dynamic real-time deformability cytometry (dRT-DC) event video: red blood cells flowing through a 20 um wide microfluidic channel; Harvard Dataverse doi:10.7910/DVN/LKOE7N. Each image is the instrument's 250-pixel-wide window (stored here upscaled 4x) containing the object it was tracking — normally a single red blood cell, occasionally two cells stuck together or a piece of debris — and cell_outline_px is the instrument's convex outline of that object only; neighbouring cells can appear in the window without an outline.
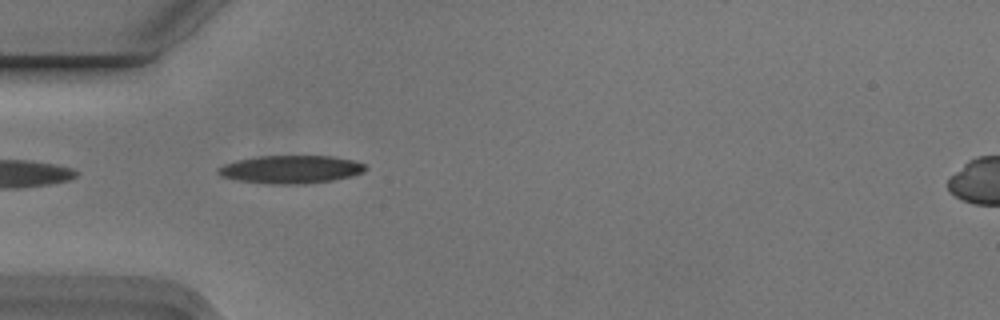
{"species": "Egyptian fruit bat (a non-hibernating species)", "species_latin": "Rousettus aegyptiacus", "temperature_condition": "cold", "stored_images_in_passage": 9, "camera_frame_rate_fps": 3000, "um_per_image_px": 0.085, "animal": {"sex": "male"}, "frame": {"image": 1, "passage_image": 3, "time_ms": 0.667, "image_size_px": [1000, 320], "cell_outline_px": [[368, 168], [364, 172], [352, 176], [332, 180], [304, 184], [268, 184], [240, 180], [220, 176], [216, 172], [216, 168], [224, 164], [236, 160], [260, 156], [328, 156], [352, 160], [364, 164]], "centroid_in_image_um": [24.7, 14.4], "position_along_channel_um": 60.3, "area_um2": 24.04}}
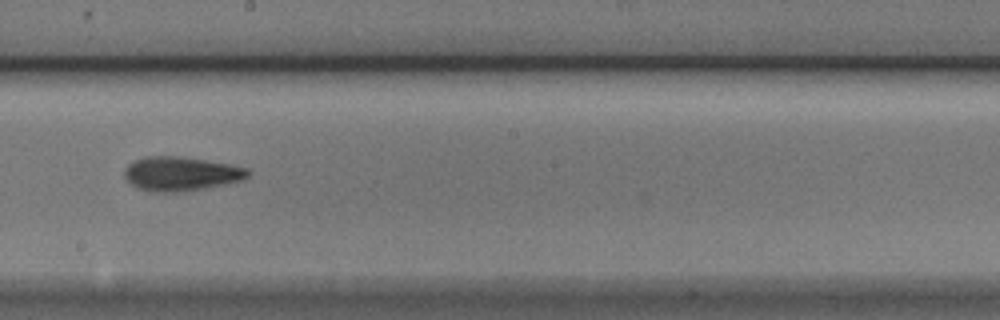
{"frame": {"image": 2, "passage_image": 7, "time_ms": 2.0, "image_size_px": [1000, 320], "cell_outline_px": [[248, 176], [244, 180], [184, 192], [152, 192], [136, 188], [124, 176], [124, 168], [132, 160], [144, 156], [176, 156], [204, 160], [228, 164], [248, 168]], "centroid_in_image_um": [15.33, 14.77], "position_along_channel_um": 232.9, "area_um2": 24.62}}
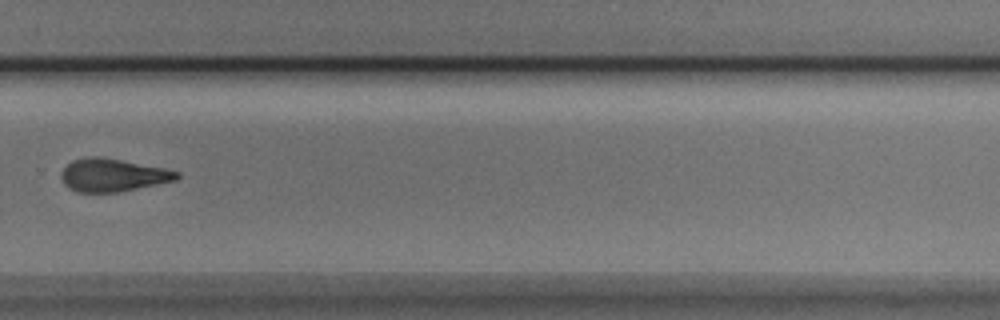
{"frame": {"image": 3, "passage_image": 9, "time_ms": 2.667, "image_size_px": [1000, 320], "cell_outline_px": [[180, 176], [176, 180], [116, 192], [76, 192], [68, 188], [64, 184], [60, 176], [60, 172], [72, 160], [88, 156], [100, 156], [164, 168], [180, 172]], "centroid_in_image_um": [9.54, 14.87], "position_along_channel_um": 320.3, "area_um2": 22.08}}